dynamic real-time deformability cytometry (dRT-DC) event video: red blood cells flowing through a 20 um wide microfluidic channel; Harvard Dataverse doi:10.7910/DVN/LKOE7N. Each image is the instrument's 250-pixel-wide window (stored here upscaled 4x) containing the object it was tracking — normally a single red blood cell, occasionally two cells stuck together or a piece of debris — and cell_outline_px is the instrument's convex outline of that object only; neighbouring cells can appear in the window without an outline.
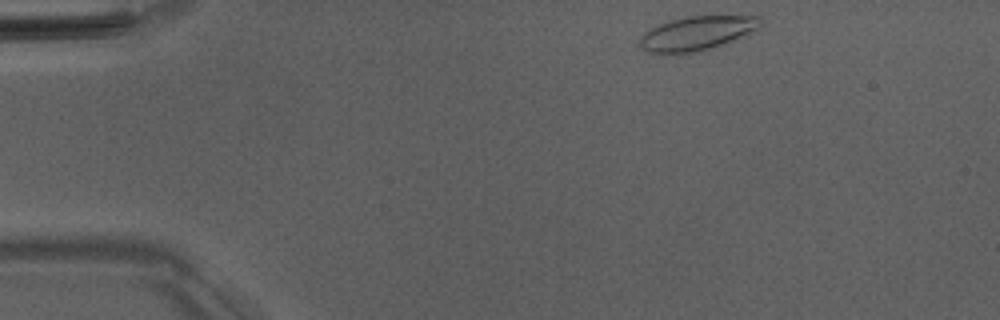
{"species": "Egyptian fruit bat (a non-hibernating species)", "species_latin": "Rousettus aegyptiacus", "temperature_condition": "room temperature", "stored_images_in_passage": 44, "camera_frame_rate_fps": 3000, "um_per_image_px": 0.085, "animal": {"sex": "male"}, "frame": {"image": 1, "passage_image": 1, "time_ms": 0.0, "image_size_px": [1000, 320], "cell_outline_px": [[760, 16], [756, 28], [720, 44], [700, 52], [648, 52], [640, 44], [640, 36], [644, 32], [660, 24], [672, 20], [688, 16]], "centroid_in_image_um": [59.15, 2.81], "position_along_channel_um": 25.9, "area_um2": 22.72}}
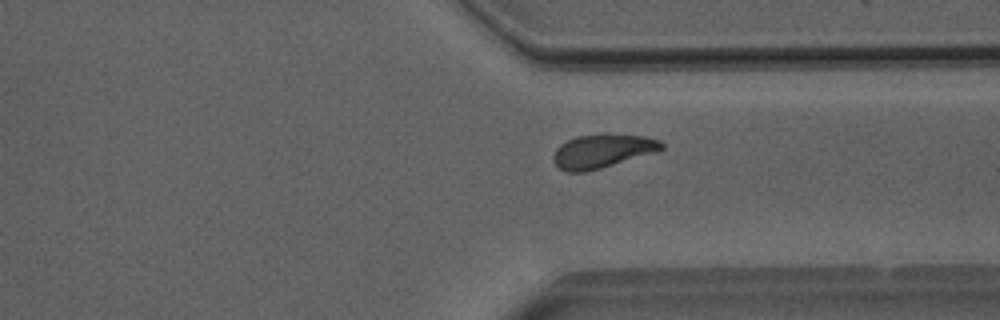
{"frame": {"image": 2, "passage_image": 32, "time_ms": 10.333, "image_size_px": [1000, 320], "cell_outline_px": [[664, 148], [656, 152], [600, 168], [584, 172], [564, 172], [552, 160], [552, 156], [556, 148], [560, 144], [576, 136], [600, 132], [604, 132], [644, 136], [660, 140], [664, 144]], "centroid_in_image_um": [51.19, 12.81], "position_along_channel_um": 360.2, "area_um2": 21.68}}
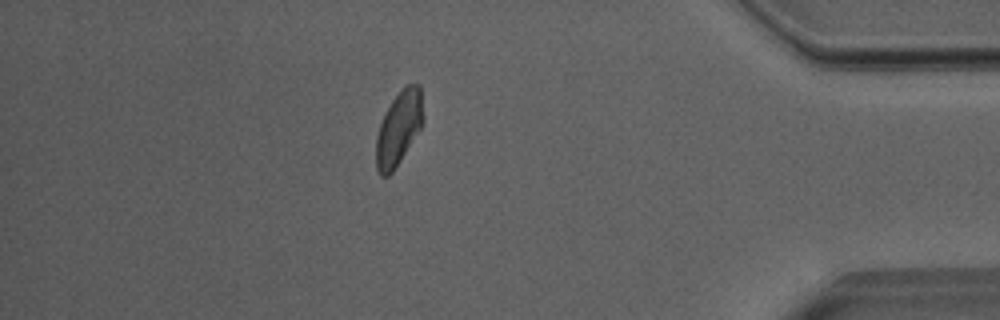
{"frame": {"image": 3, "passage_image": 38, "time_ms": 12.333, "image_size_px": [1000, 320], "cell_outline_px": [[424, 120], [420, 128], [400, 160], [392, 172], [388, 176], [380, 176], [376, 168], [376, 136], [380, 124], [392, 100], [404, 84], [420, 84], [424, 116]], "centroid_in_image_um": [33.9, 10.87], "position_along_channel_um": 401.3, "area_um2": 20.11}, "authors_computed_cell_mechanics": {"area_um2": 21.1837, "velocity_mm_per_s": 3.9929, "shape_relaxation_time_tau1_ms": 5.474, "shape_relaxation_time_tau2_ms": 2.2693, "deformation_change_tau1": 0.1391, "deformation_change_tau2": 0.0815}}